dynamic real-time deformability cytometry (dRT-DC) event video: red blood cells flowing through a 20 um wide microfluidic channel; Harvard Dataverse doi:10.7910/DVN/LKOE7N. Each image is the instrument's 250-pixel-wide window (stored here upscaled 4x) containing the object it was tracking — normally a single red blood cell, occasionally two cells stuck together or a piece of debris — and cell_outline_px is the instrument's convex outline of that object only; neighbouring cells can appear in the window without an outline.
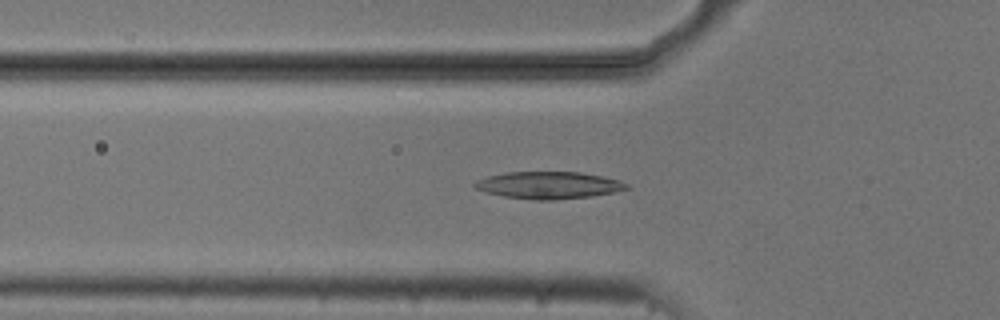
{"species": "common noctule bat (a hibernating species)", "species_latin": "Nyctalus noctula", "temperature_condition": "cold", "stored_images_in_passage": 50, "camera_frame_rate_fps": 3000, "um_per_image_px": 0.085, "animal": {"sex": "male", "body_mass_g": 20.5, "forearm_length_mm": 52.5}, "frame": {"image": 1, "passage_image": 14, "time_ms": 4.333, "image_size_px": [1000, 320], "cell_outline_px": [[632, 188], [592, 196], [556, 200], [536, 200], [504, 196], [484, 192], [476, 188], [472, 184], [476, 180], [488, 176], [508, 172], [580, 172], [604, 176], [620, 180], [628, 184]], "centroid_in_image_um": [46.66, 15.74], "position_along_channel_um": 79.1, "area_um2": 24.1}}
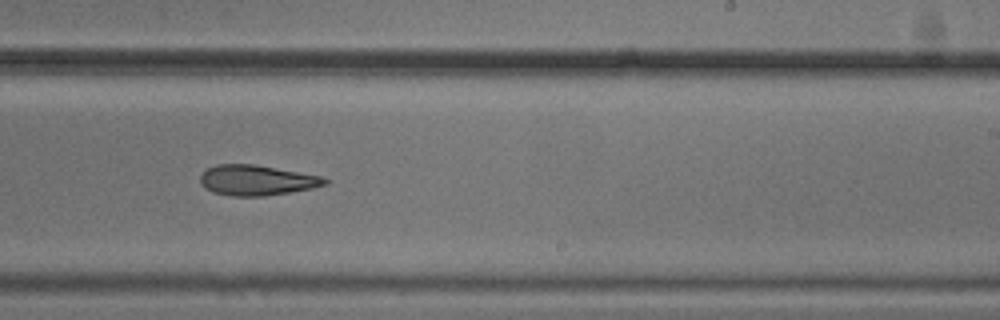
{"frame": {"image": 2, "passage_image": 29, "time_ms": 9.333, "image_size_px": [1000, 320], "cell_outline_px": [[328, 184], [312, 188], [264, 196], [232, 196], [212, 192], [204, 188], [200, 184], [200, 176], [208, 168], [216, 164], [252, 164], [320, 176], [328, 180]], "centroid_in_image_um": [21.77, 15.33], "position_along_channel_um": 267.2, "area_um2": 21.79}}
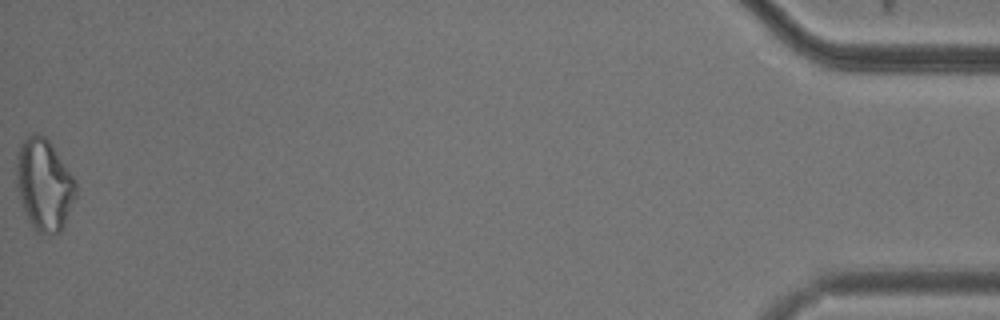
{"frame": {"image": 3, "passage_image": 50, "time_ms": 16.333, "image_size_px": [1000, 320], "cell_outline_px": [[76, 196], [64, 228], [60, 232], [36, 232], [24, 212], [16, 188], [16, 156], [20, 144], [32, 132], [36, 132], [44, 136], [52, 144], [76, 180]], "centroid_in_image_um": [3.75, 15.67], "position_along_channel_um": 431.5, "area_um2": 32.02}, "authors_computed_cell_mechanics": {"area_um2": 23.2645, "velocity_mm_per_s": 3.7378, "shape_relaxation_time_tau1_ms": 8.3068, "shape_relaxation_time_tau2_ms": null, "deformation_change_tau1": 0.1738, "deformation_change_tau2": null}}